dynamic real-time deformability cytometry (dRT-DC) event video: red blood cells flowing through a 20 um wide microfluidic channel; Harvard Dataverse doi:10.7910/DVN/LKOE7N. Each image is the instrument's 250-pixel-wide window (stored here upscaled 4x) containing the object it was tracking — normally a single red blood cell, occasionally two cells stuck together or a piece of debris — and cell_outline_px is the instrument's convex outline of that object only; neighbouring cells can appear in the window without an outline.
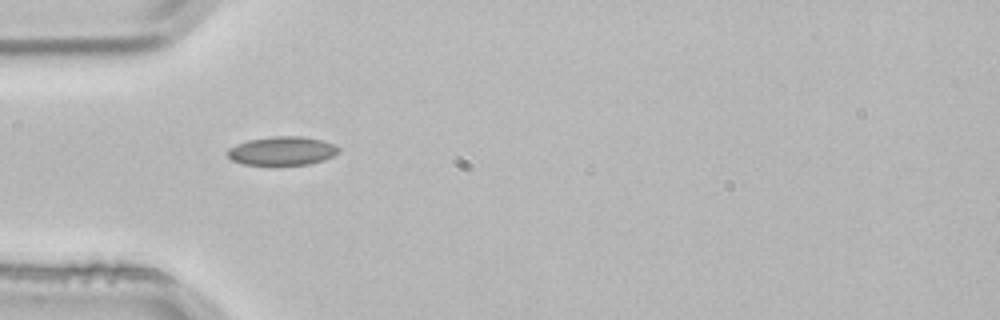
{"species": "common noctule bat (a hibernating species)", "species_latin": "Nyctalus noctula", "temperature_condition": "room temperature", "stored_images_in_passage": 3, "camera_frame_rate_fps": 3000, "um_per_image_px": 0.085, "animal": {"sex": "male", "body_mass_g": 21.5, "forearm_length_mm": 52.0}, "frame": {"image": 1, "passage_image": 3, "time_ms": 0.667, "image_size_px": [1000, 320], "cell_outline_px": [[340, 152], [324, 160], [308, 164], [244, 164], [232, 160], [228, 156], [228, 148], [236, 144], [248, 140], [272, 136], [304, 136], [324, 140], [340, 148]], "centroid_in_image_um": [24.01, 12.8], "position_along_channel_um": 61.0, "area_um2": 18.5}}